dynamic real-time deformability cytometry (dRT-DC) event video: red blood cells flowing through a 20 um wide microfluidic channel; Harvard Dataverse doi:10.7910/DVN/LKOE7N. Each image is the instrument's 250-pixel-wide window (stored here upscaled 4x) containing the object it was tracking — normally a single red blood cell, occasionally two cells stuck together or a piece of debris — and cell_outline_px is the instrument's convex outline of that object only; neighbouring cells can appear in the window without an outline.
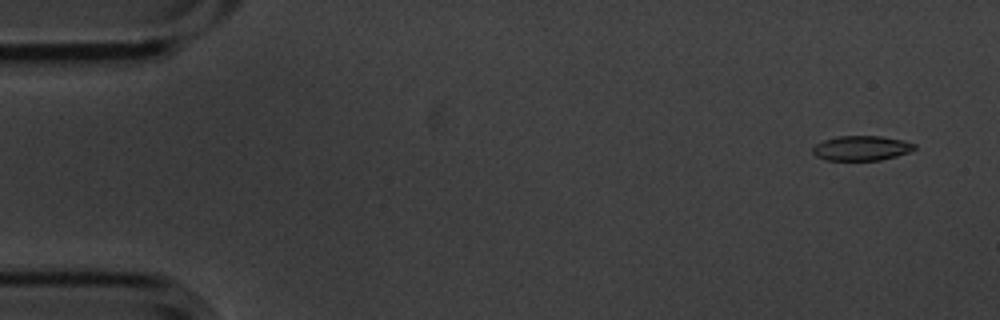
{"species": "common noctule bat (a hibernating species)", "species_latin": "Nyctalus noctula", "temperature_condition": "cold", "stored_images_in_passage": 6, "camera_frame_rate_fps": 3000, "um_per_image_px": 0.085, "animal": {"sex": "male", "body_mass_g": 20.1, "forearm_length_mm": 53.5}, "frame": {"image": 1, "passage_image": 1, "time_ms": 0.0, "image_size_px": [1000, 320], "cell_outline_px": [[916, 148], [908, 152], [896, 156], [880, 160], [828, 160], [816, 156], [812, 152], [812, 148], [816, 144], [824, 140], [840, 136], [880, 136], [900, 140], [916, 144]], "centroid_in_image_um": [73.21, 12.59], "position_along_channel_um": 11.8, "area_um2": 14.51}}
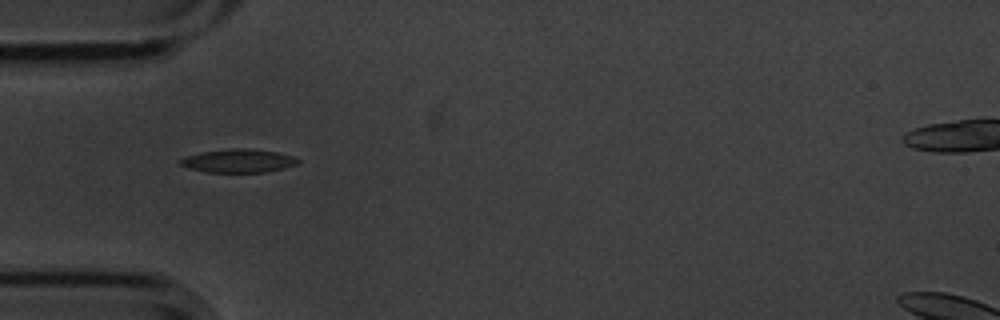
{"frame": {"image": 2, "passage_image": 5, "time_ms": 1.333, "image_size_px": [1000, 320], "cell_outline_px": [[300, 164], [284, 168], [264, 172], [204, 172], [188, 168], [180, 164], [180, 160], [188, 156], [200, 152], [232, 148], [248, 148], [276, 152], [292, 156], [300, 160]], "centroid_in_image_um": [20.29, 13.67], "position_along_channel_um": 64.7, "area_um2": 16.01}}
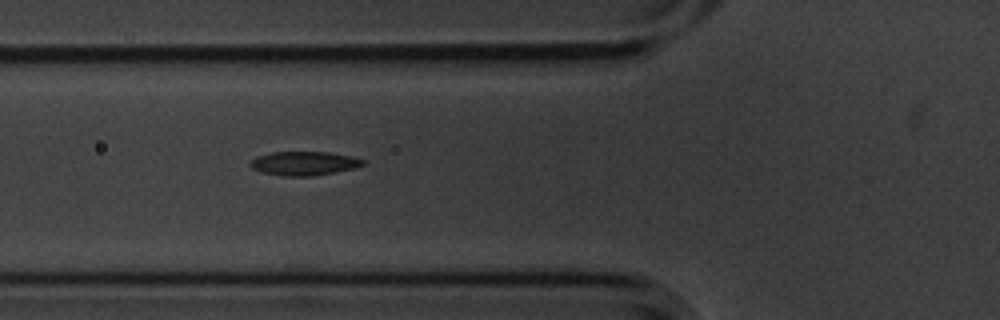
{"frame": {"image": 3, "passage_image": 6, "time_ms": 1.667, "image_size_px": [1000, 320], "cell_outline_px": [[368, 164], [356, 168], [312, 176], [284, 176], [260, 172], [252, 168], [248, 164], [256, 156], [272, 152], [328, 152], [352, 156], [364, 160]], "centroid_in_image_um": [25.86, 13.88], "position_along_channel_um": 99.9, "area_um2": 15.84}}